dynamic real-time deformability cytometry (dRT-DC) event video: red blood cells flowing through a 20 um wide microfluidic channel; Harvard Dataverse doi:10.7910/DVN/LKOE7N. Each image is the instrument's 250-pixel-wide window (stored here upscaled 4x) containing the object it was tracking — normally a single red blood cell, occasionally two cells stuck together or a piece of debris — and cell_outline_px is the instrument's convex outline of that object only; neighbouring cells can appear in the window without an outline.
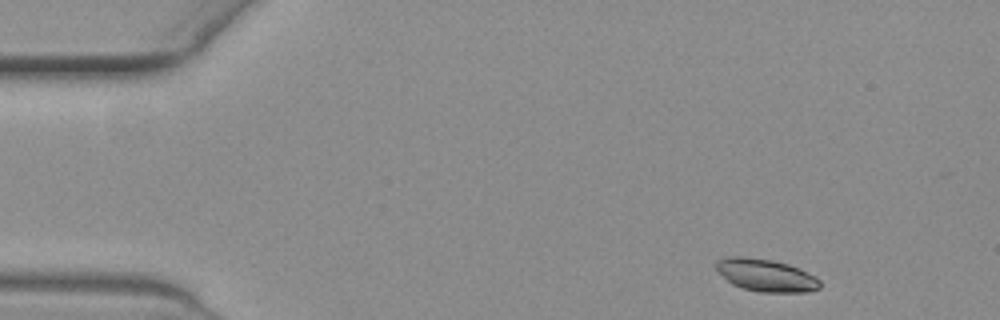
{"species": "common noctule bat (a hibernating species)", "species_latin": "Nyctalus noctula", "temperature_condition": "warm", "stored_images_in_passage": 55, "camera_frame_rate_fps": 3000, "um_per_image_px": 0.085, "animal": {"sex": "female", "body_mass_g": 19.3, "forearm_length_mm": 54.1}, "frame": {"image": 1, "passage_image": 1, "time_ms": 0.0, "image_size_px": [1000, 320], "cell_outline_px": [[820, 284], [816, 288], [748, 288], [736, 284], [724, 272], [724, 260], [764, 260], [784, 264], [796, 268], [812, 276]], "centroid_in_image_um": [65.24, 23.37], "position_along_channel_um": 19.8, "area_um2": 14.97}}
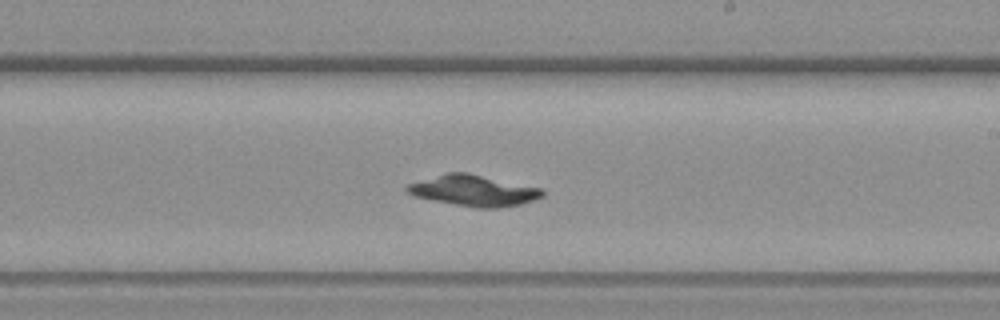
{"frame": {"image": 2, "passage_image": 30, "time_ms": 9.667, "image_size_px": [1000, 320], "cell_outline_px": [[540, 196], [512, 204], [468, 204], [420, 196], [412, 192], [408, 188], [412, 184], [456, 172], [460, 172], [536, 188], [540, 192]], "centroid_in_image_um": [40.24, 16.14], "position_along_channel_um": 248.8, "area_um2": 20.11}}
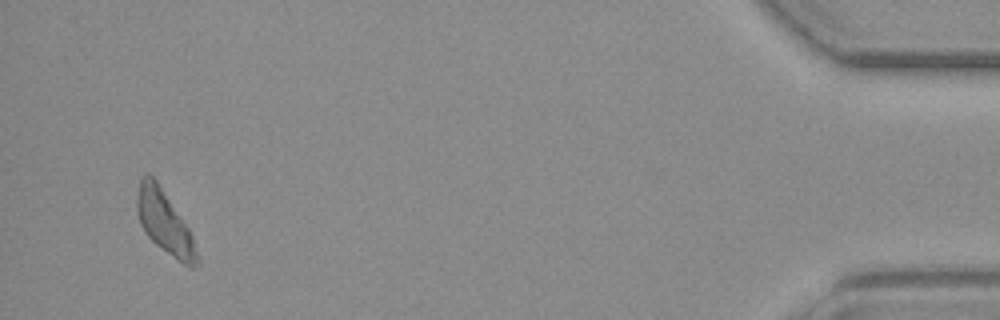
{"frame": {"image": 3, "passage_image": 53, "time_ms": 17.333, "image_size_px": [1000, 320], "cell_outline_px": [[192, 244], [188, 252], [176, 256], [152, 240], [144, 228], [140, 220], [140, 184], [152, 180], [156, 184], [188, 232]], "centroid_in_image_um": [13.8, 18.76], "position_along_channel_um": 421.4, "area_um2": 16.18}}